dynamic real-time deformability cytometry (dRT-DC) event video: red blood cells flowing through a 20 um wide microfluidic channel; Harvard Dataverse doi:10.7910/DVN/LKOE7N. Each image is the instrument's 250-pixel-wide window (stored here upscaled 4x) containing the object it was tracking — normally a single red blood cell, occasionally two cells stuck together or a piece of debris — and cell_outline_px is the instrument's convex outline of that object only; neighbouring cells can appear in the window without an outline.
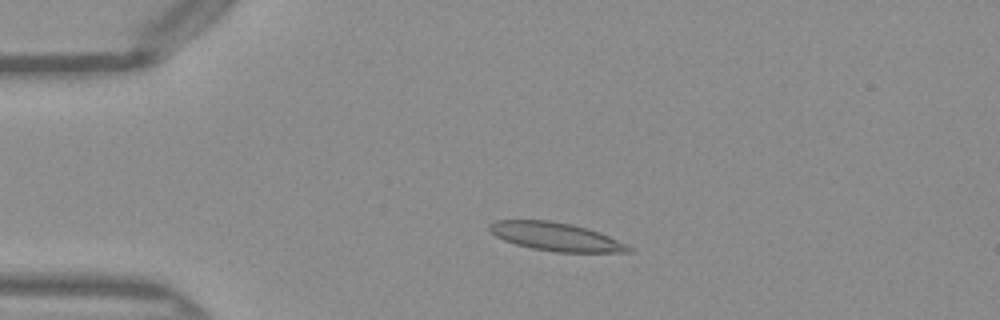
{"species": "Egyptian fruit bat (a non-hibernating species)", "species_latin": "Rousettus aegyptiacus", "temperature_condition": "warm", "stored_images_in_passage": 49, "camera_frame_rate_fps": 3000, "um_per_image_px": 0.085, "frame": {"image": 1, "passage_image": 10, "time_ms": 3.0, "image_size_px": [1000, 320], "cell_outline_px": [[636, 252], [556, 252], [532, 248], [516, 244], [504, 240], [496, 236], [488, 228], [488, 224], [496, 220], [548, 220], [572, 224], [588, 228], [600, 232], [632, 248]], "centroid_in_image_um": [47.23, 20.11], "position_along_channel_um": 37.8, "area_um2": 22.83}}
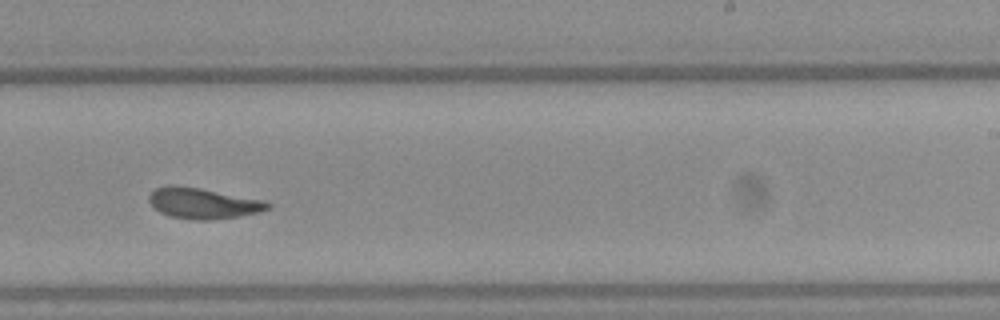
{"frame": {"image": 2, "passage_image": 30, "time_ms": 9.667, "image_size_px": [1000, 320], "cell_outline_px": [[272, 204], [268, 208], [260, 212], [240, 216], [212, 220], [192, 220], [172, 216], [160, 212], [148, 200], [148, 196], [156, 188], [168, 184], [200, 188], [264, 200]], "centroid_in_image_um": [17.27, 17.28], "position_along_channel_um": 271.7, "area_um2": 21.21}}
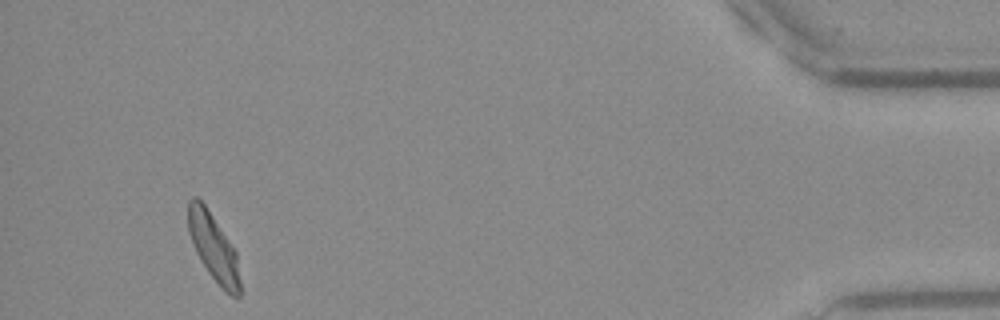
{"frame": {"image": 3, "passage_image": 46, "time_ms": 15.0, "image_size_px": [1000, 320], "cell_outline_px": [[240, 296], [232, 296], [220, 288], [208, 272], [200, 260], [192, 244], [188, 232], [188, 200], [192, 196], [196, 196], [204, 204], [236, 252], [240, 280]], "centroid_in_image_um": [18.12, 21.05], "position_along_channel_um": 417.1, "area_um2": 20.17}, "authors_computed_cell_mechanics": {"area_um2": 21.2126, "velocity_mm_per_s": 4.0283, "shape_relaxation_time_tau1_ms": 7.5384, "shape_relaxation_time_tau2_ms": 0.6881, "deformation_change_tau1": 0.2312, "deformation_change_tau2": 0.072}}